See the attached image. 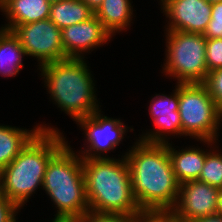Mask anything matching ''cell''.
I'll return each instance as SVG.
<instances>
[{"mask_svg": "<svg viewBox=\"0 0 222 222\" xmlns=\"http://www.w3.org/2000/svg\"><path fill=\"white\" fill-rule=\"evenodd\" d=\"M61 36L66 59H87V54L114 39L95 15L86 21L63 28Z\"/></svg>", "mask_w": 222, "mask_h": 222, "instance_id": "13", "label": "cell"}, {"mask_svg": "<svg viewBox=\"0 0 222 222\" xmlns=\"http://www.w3.org/2000/svg\"><path fill=\"white\" fill-rule=\"evenodd\" d=\"M192 222H222V215L213 214L206 217H201Z\"/></svg>", "mask_w": 222, "mask_h": 222, "instance_id": "26", "label": "cell"}, {"mask_svg": "<svg viewBox=\"0 0 222 222\" xmlns=\"http://www.w3.org/2000/svg\"><path fill=\"white\" fill-rule=\"evenodd\" d=\"M84 2L94 13L102 5L103 0H81Z\"/></svg>", "mask_w": 222, "mask_h": 222, "instance_id": "27", "label": "cell"}, {"mask_svg": "<svg viewBox=\"0 0 222 222\" xmlns=\"http://www.w3.org/2000/svg\"><path fill=\"white\" fill-rule=\"evenodd\" d=\"M206 147V158L198 181L222 188V149L218 145L220 141L198 140ZM209 148V149H207ZM220 149V150H219Z\"/></svg>", "mask_w": 222, "mask_h": 222, "instance_id": "20", "label": "cell"}, {"mask_svg": "<svg viewBox=\"0 0 222 222\" xmlns=\"http://www.w3.org/2000/svg\"><path fill=\"white\" fill-rule=\"evenodd\" d=\"M132 0H103L94 15L102 22L112 37L130 29L133 20L134 5ZM133 21V22H132Z\"/></svg>", "mask_w": 222, "mask_h": 222, "instance_id": "17", "label": "cell"}, {"mask_svg": "<svg viewBox=\"0 0 222 222\" xmlns=\"http://www.w3.org/2000/svg\"><path fill=\"white\" fill-rule=\"evenodd\" d=\"M210 4H213V3H217V2H220L222 0H207Z\"/></svg>", "mask_w": 222, "mask_h": 222, "instance_id": "32", "label": "cell"}, {"mask_svg": "<svg viewBox=\"0 0 222 222\" xmlns=\"http://www.w3.org/2000/svg\"><path fill=\"white\" fill-rule=\"evenodd\" d=\"M172 142L168 143V154L178 182L181 184L190 180H198L206 158V149L197 144L196 146L187 144L185 148L183 145L181 149L179 146H174L175 144Z\"/></svg>", "mask_w": 222, "mask_h": 222, "instance_id": "16", "label": "cell"}, {"mask_svg": "<svg viewBox=\"0 0 222 222\" xmlns=\"http://www.w3.org/2000/svg\"><path fill=\"white\" fill-rule=\"evenodd\" d=\"M162 74L176 83H204L208 76L206 38L201 33L164 30Z\"/></svg>", "mask_w": 222, "mask_h": 222, "instance_id": "6", "label": "cell"}, {"mask_svg": "<svg viewBox=\"0 0 222 222\" xmlns=\"http://www.w3.org/2000/svg\"><path fill=\"white\" fill-rule=\"evenodd\" d=\"M123 122L120 118L108 117L102 109L80 119L76 124L83 131L84 146L76 152L82 158H113L107 154L123 144L127 132L135 131Z\"/></svg>", "mask_w": 222, "mask_h": 222, "instance_id": "8", "label": "cell"}, {"mask_svg": "<svg viewBox=\"0 0 222 222\" xmlns=\"http://www.w3.org/2000/svg\"><path fill=\"white\" fill-rule=\"evenodd\" d=\"M158 5L167 19L164 30L203 34L211 20V4L207 0H163Z\"/></svg>", "mask_w": 222, "mask_h": 222, "instance_id": "12", "label": "cell"}, {"mask_svg": "<svg viewBox=\"0 0 222 222\" xmlns=\"http://www.w3.org/2000/svg\"><path fill=\"white\" fill-rule=\"evenodd\" d=\"M51 222H78L75 218H52Z\"/></svg>", "mask_w": 222, "mask_h": 222, "instance_id": "29", "label": "cell"}, {"mask_svg": "<svg viewBox=\"0 0 222 222\" xmlns=\"http://www.w3.org/2000/svg\"><path fill=\"white\" fill-rule=\"evenodd\" d=\"M50 10L47 0H0V12L6 21L1 26L12 31L18 25L48 19Z\"/></svg>", "mask_w": 222, "mask_h": 222, "instance_id": "14", "label": "cell"}, {"mask_svg": "<svg viewBox=\"0 0 222 222\" xmlns=\"http://www.w3.org/2000/svg\"><path fill=\"white\" fill-rule=\"evenodd\" d=\"M49 3H55V2H58V1H60V0H47Z\"/></svg>", "mask_w": 222, "mask_h": 222, "instance_id": "33", "label": "cell"}, {"mask_svg": "<svg viewBox=\"0 0 222 222\" xmlns=\"http://www.w3.org/2000/svg\"><path fill=\"white\" fill-rule=\"evenodd\" d=\"M178 111L182 138L220 141L218 138L222 129V112L204 83H179Z\"/></svg>", "mask_w": 222, "mask_h": 222, "instance_id": "7", "label": "cell"}, {"mask_svg": "<svg viewBox=\"0 0 222 222\" xmlns=\"http://www.w3.org/2000/svg\"><path fill=\"white\" fill-rule=\"evenodd\" d=\"M25 56L18 37L0 26V75L4 78L16 77L24 68Z\"/></svg>", "mask_w": 222, "mask_h": 222, "instance_id": "18", "label": "cell"}, {"mask_svg": "<svg viewBox=\"0 0 222 222\" xmlns=\"http://www.w3.org/2000/svg\"><path fill=\"white\" fill-rule=\"evenodd\" d=\"M126 151L121 154L128 162L139 208L149 215L169 214L177 203L180 183L173 172L168 144L135 138Z\"/></svg>", "mask_w": 222, "mask_h": 222, "instance_id": "1", "label": "cell"}, {"mask_svg": "<svg viewBox=\"0 0 222 222\" xmlns=\"http://www.w3.org/2000/svg\"><path fill=\"white\" fill-rule=\"evenodd\" d=\"M146 222H159V215H148Z\"/></svg>", "mask_w": 222, "mask_h": 222, "instance_id": "31", "label": "cell"}, {"mask_svg": "<svg viewBox=\"0 0 222 222\" xmlns=\"http://www.w3.org/2000/svg\"><path fill=\"white\" fill-rule=\"evenodd\" d=\"M12 32L18 37L26 57L37 60L38 68L66 59L61 30L49 18L18 25Z\"/></svg>", "mask_w": 222, "mask_h": 222, "instance_id": "9", "label": "cell"}, {"mask_svg": "<svg viewBox=\"0 0 222 222\" xmlns=\"http://www.w3.org/2000/svg\"><path fill=\"white\" fill-rule=\"evenodd\" d=\"M67 142L48 162L42 190L53 202L54 218L79 219L89 205L82 157Z\"/></svg>", "mask_w": 222, "mask_h": 222, "instance_id": "5", "label": "cell"}, {"mask_svg": "<svg viewBox=\"0 0 222 222\" xmlns=\"http://www.w3.org/2000/svg\"><path fill=\"white\" fill-rule=\"evenodd\" d=\"M159 222H177L173 220L168 214L159 215Z\"/></svg>", "mask_w": 222, "mask_h": 222, "instance_id": "30", "label": "cell"}, {"mask_svg": "<svg viewBox=\"0 0 222 222\" xmlns=\"http://www.w3.org/2000/svg\"><path fill=\"white\" fill-rule=\"evenodd\" d=\"M206 64L208 73L222 68V38L206 40Z\"/></svg>", "mask_w": 222, "mask_h": 222, "instance_id": "22", "label": "cell"}, {"mask_svg": "<svg viewBox=\"0 0 222 222\" xmlns=\"http://www.w3.org/2000/svg\"><path fill=\"white\" fill-rule=\"evenodd\" d=\"M203 35L206 39L222 38V1L211 4V20Z\"/></svg>", "mask_w": 222, "mask_h": 222, "instance_id": "23", "label": "cell"}, {"mask_svg": "<svg viewBox=\"0 0 222 222\" xmlns=\"http://www.w3.org/2000/svg\"><path fill=\"white\" fill-rule=\"evenodd\" d=\"M88 65L86 59L67 58L36 69L49 101L76 123L101 109L96 81Z\"/></svg>", "mask_w": 222, "mask_h": 222, "instance_id": "2", "label": "cell"}, {"mask_svg": "<svg viewBox=\"0 0 222 222\" xmlns=\"http://www.w3.org/2000/svg\"><path fill=\"white\" fill-rule=\"evenodd\" d=\"M169 94L157 93L149 100L148 113L154 127L142 131L138 138L144 142L168 144L174 137L182 138L181 117L179 106V83ZM171 137V138H170Z\"/></svg>", "mask_w": 222, "mask_h": 222, "instance_id": "10", "label": "cell"}, {"mask_svg": "<svg viewBox=\"0 0 222 222\" xmlns=\"http://www.w3.org/2000/svg\"><path fill=\"white\" fill-rule=\"evenodd\" d=\"M204 84L222 112V68L209 72Z\"/></svg>", "mask_w": 222, "mask_h": 222, "instance_id": "24", "label": "cell"}, {"mask_svg": "<svg viewBox=\"0 0 222 222\" xmlns=\"http://www.w3.org/2000/svg\"><path fill=\"white\" fill-rule=\"evenodd\" d=\"M21 209L0 192V222H19Z\"/></svg>", "mask_w": 222, "mask_h": 222, "instance_id": "25", "label": "cell"}, {"mask_svg": "<svg viewBox=\"0 0 222 222\" xmlns=\"http://www.w3.org/2000/svg\"><path fill=\"white\" fill-rule=\"evenodd\" d=\"M218 194V188L198 180L181 183L177 203L168 215L177 222H192L217 214Z\"/></svg>", "mask_w": 222, "mask_h": 222, "instance_id": "11", "label": "cell"}, {"mask_svg": "<svg viewBox=\"0 0 222 222\" xmlns=\"http://www.w3.org/2000/svg\"><path fill=\"white\" fill-rule=\"evenodd\" d=\"M147 213H99L87 211L78 222H146Z\"/></svg>", "mask_w": 222, "mask_h": 222, "instance_id": "21", "label": "cell"}, {"mask_svg": "<svg viewBox=\"0 0 222 222\" xmlns=\"http://www.w3.org/2000/svg\"><path fill=\"white\" fill-rule=\"evenodd\" d=\"M82 165L89 211L146 213L139 208L133 195L130 169L124 155L82 158Z\"/></svg>", "mask_w": 222, "mask_h": 222, "instance_id": "4", "label": "cell"}, {"mask_svg": "<svg viewBox=\"0 0 222 222\" xmlns=\"http://www.w3.org/2000/svg\"><path fill=\"white\" fill-rule=\"evenodd\" d=\"M65 139L63 132L40 130L0 172V192L24 209L32 195L42 190L48 162L68 142Z\"/></svg>", "mask_w": 222, "mask_h": 222, "instance_id": "3", "label": "cell"}, {"mask_svg": "<svg viewBox=\"0 0 222 222\" xmlns=\"http://www.w3.org/2000/svg\"><path fill=\"white\" fill-rule=\"evenodd\" d=\"M94 12L81 0H60L51 4L49 19L62 30L86 21Z\"/></svg>", "mask_w": 222, "mask_h": 222, "instance_id": "19", "label": "cell"}, {"mask_svg": "<svg viewBox=\"0 0 222 222\" xmlns=\"http://www.w3.org/2000/svg\"><path fill=\"white\" fill-rule=\"evenodd\" d=\"M217 214L222 215V188L219 189V194H218Z\"/></svg>", "mask_w": 222, "mask_h": 222, "instance_id": "28", "label": "cell"}, {"mask_svg": "<svg viewBox=\"0 0 222 222\" xmlns=\"http://www.w3.org/2000/svg\"><path fill=\"white\" fill-rule=\"evenodd\" d=\"M37 123L33 128L0 124V172L9 165L29 141L40 131H58L51 123ZM51 125V126H50Z\"/></svg>", "mask_w": 222, "mask_h": 222, "instance_id": "15", "label": "cell"}]
</instances>
